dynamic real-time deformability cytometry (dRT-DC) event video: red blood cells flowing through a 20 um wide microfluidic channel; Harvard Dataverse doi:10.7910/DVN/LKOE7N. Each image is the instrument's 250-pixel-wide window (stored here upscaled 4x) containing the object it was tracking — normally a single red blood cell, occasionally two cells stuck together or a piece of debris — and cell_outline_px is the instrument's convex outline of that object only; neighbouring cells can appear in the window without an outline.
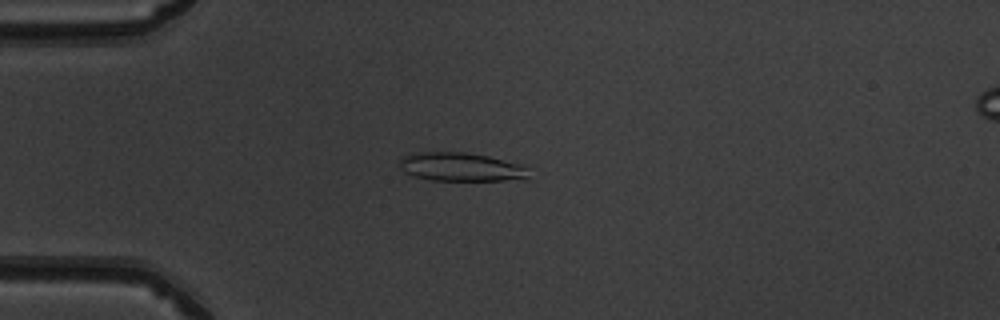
{"species": "common noctule bat (a hibernating species)", "species_latin": "Nyctalus noctula", "temperature_condition": "warm", "stored_images_in_passage": 51, "camera_frame_rate_fps": 3000, "um_per_image_px": 0.085, "animal": {"sex": "male", "body_mass_g": 19.5, "forearm_length_mm": 54.6}, "frame": {"image": 1, "passage_image": 14, "time_ms": 4.333, "image_size_px": [1000, 320], "cell_outline_px": [[528, 180], [432, 180], [412, 176], [404, 172], [400, 168], [400, 156], [412, 152], [464, 152], [488, 156], [520, 164], [528, 168]], "centroid_in_image_um": [39.16, 14.19], "position_along_channel_um": 45.8, "area_um2": 21.79}}
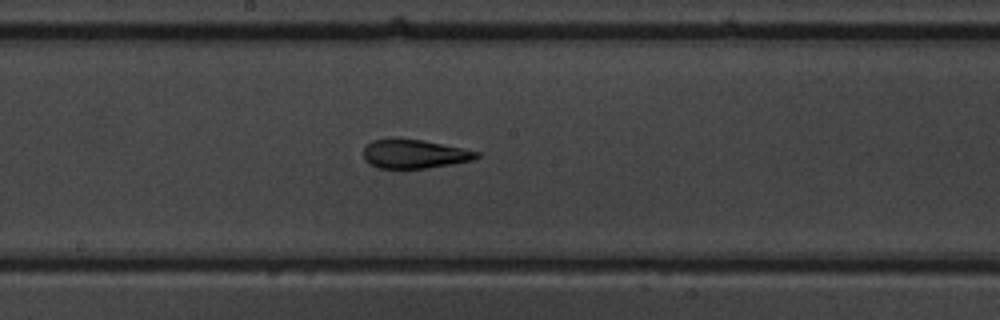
{"frame": {"image": 2, "passage_image": 28, "time_ms": 9.0, "image_size_px": [1000, 320], "cell_outline_px": [[480, 156], [472, 160], [452, 164], [424, 168], [380, 168], [368, 164], [364, 160], [364, 148], [372, 140], [424, 140], [480, 152]], "centroid_in_image_um": [35.23, 13.1], "position_along_channel_um": 213.0, "area_um2": 18.61}}
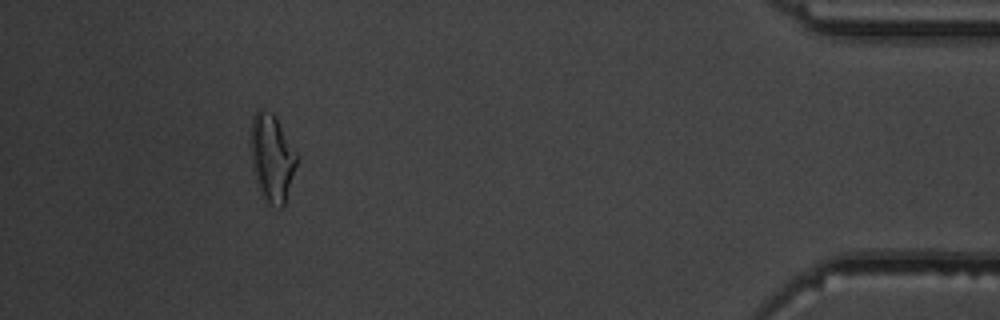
{"frame": {"image": 3, "passage_image": 47, "time_ms": 15.333, "image_size_px": [1000, 320], "cell_outline_px": [[296, 164], [284, 204], [280, 208], [268, 204], [256, 180], [252, 168], [248, 144], [252, 116], [256, 108], [264, 108], [272, 112], [276, 116], [296, 152]], "centroid_in_image_um": [23.05, 13.31], "position_along_channel_um": 412.1, "area_um2": 23.7}, "authors_computed_cell_mechanics": {"area_um2": 20.6924, "velocity_mm_per_s": 4.0307, "shape_relaxation_time_tau1_ms": 7.0276, "shape_relaxation_time_tau2_ms": 1.7829, "deformation_change_tau1": 0.2183, "deformation_change_tau2": 0.1095}}